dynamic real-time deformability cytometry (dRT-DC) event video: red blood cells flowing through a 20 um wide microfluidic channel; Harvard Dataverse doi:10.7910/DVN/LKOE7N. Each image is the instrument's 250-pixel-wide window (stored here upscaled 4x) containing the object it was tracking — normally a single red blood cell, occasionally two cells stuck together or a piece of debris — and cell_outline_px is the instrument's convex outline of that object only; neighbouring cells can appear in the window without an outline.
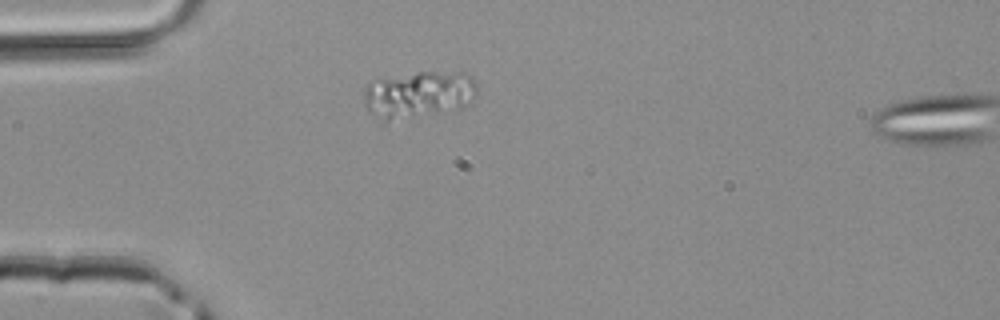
{"species": "common noctule bat (a hibernating species)", "species_latin": "Nyctalus noctula", "temperature_condition": "room temperature", "stored_images_in_passage": 3, "camera_frame_rate_fps": 3000, "um_per_image_px": 0.085, "animal": {"sex": "male", "body_mass_g": 20.4}, "frame": {"image": 1, "passage_image": 2, "time_ms": 0.333, "image_size_px": [1000, 320], "cell_outline_px": [[476, 96], [460, 108], [384, 124], [380, 124], [368, 112], [364, 104], [364, 92], [368, 84], [380, 80], [416, 72], [464, 72], [472, 76], [476, 80]], "centroid_in_image_um": [35.54, 8.09], "position_along_channel_um": 49.5, "area_um2": 31.5}}